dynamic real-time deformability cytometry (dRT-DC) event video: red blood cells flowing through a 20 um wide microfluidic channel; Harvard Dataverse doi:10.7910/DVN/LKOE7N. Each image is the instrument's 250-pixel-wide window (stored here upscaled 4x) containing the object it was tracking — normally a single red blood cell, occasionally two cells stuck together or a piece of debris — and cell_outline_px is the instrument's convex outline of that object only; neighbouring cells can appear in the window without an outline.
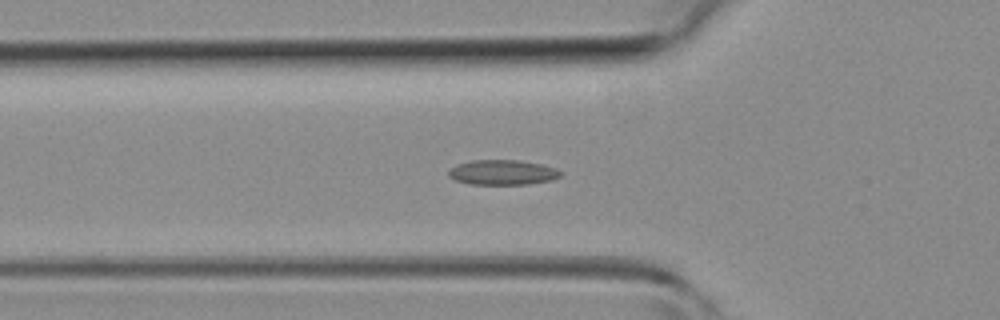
{"species": "common noctule bat (a hibernating species)", "species_latin": "Nyctalus noctula", "temperature_condition": "room temperature", "stored_images_in_passage": 46, "camera_frame_rate_fps": 3000, "um_per_image_px": 0.085, "animal": {"sex": "female", "body_mass_g": 19.3, "forearm_length_mm": 54.1}, "frame": {"image": 1, "passage_image": 15, "time_ms": 4.667, "image_size_px": [1000, 320], "cell_outline_px": [[564, 172], [560, 176], [552, 180], [528, 184], [468, 184], [456, 180], [448, 176], [448, 172], [456, 164], [472, 160], [516, 160], [540, 164], [556, 168]], "centroid_in_image_um": [42.73, 14.65], "position_along_channel_um": 83.1, "area_um2": 16.3}}
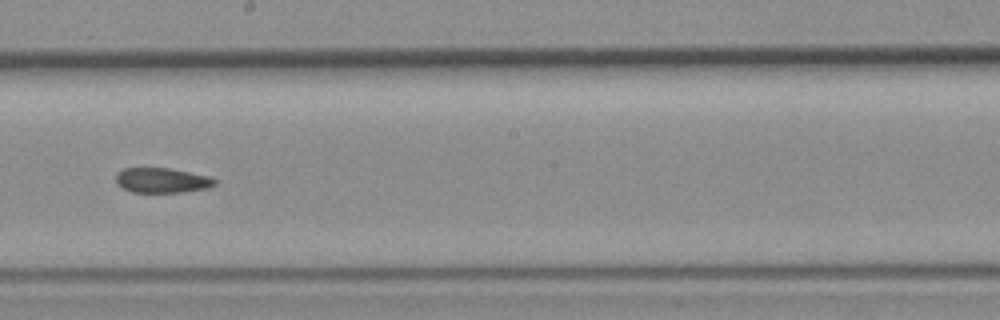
{"frame": {"image": 2, "passage_image": 25, "time_ms": 8.0, "image_size_px": [1000, 320], "cell_outline_px": [[216, 184], [208, 188], [180, 192], [132, 192], [116, 184], [116, 172], [124, 168], [168, 168], [208, 176], [216, 180]], "centroid_in_image_um": [13.73, 15.33], "position_along_channel_um": 234.5, "area_um2": 14.28}}
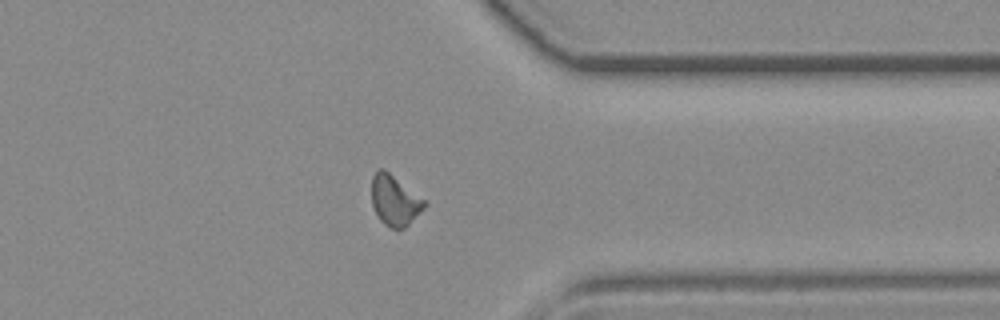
{"frame": {"image": 3, "passage_image": 35, "time_ms": 11.333, "image_size_px": [1000, 320], "cell_outline_px": [[428, 204], [404, 228], [392, 228], [384, 224], [376, 216], [372, 204], [372, 176], [380, 168], [384, 168], [424, 200]], "centroid_in_image_um": [33.52, 17.03], "position_along_channel_um": 377.9, "area_um2": 15.26}}